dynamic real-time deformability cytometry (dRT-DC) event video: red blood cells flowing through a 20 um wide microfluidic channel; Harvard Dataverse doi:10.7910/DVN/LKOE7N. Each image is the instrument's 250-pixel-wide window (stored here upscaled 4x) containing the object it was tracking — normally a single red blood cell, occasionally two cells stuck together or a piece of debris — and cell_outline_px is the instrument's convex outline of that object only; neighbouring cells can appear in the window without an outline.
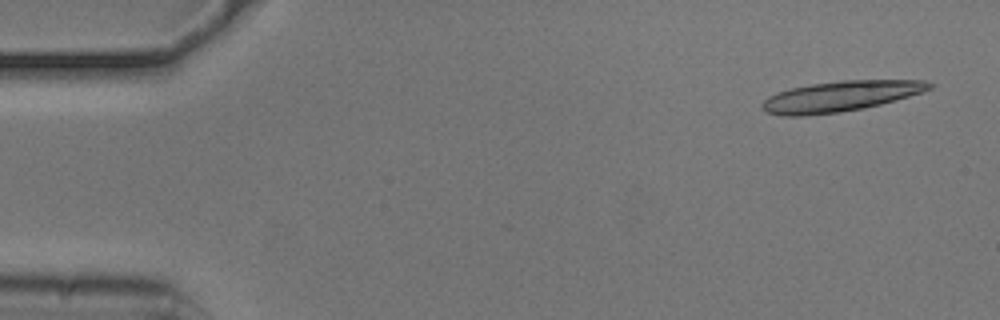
{"species": "common noctule bat (a hibernating species)", "species_latin": "Nyctalus noctula", "temperature_condition": "cold", "stored_images_in_passage": 18, "camera_frame_rate_fps": 3000, "um_per_image_px": 0.085, "animal": {"sex": "male", "body_mass_g": 20.5, "forearm_length_mm": 52.5}, "frame": {"image": 1, "passage_image": 3, "time_ms": 0.667, "image_size_px": [1000, 320], "cell_outline_px": [[936, 84], [932, 88], [924, 92], [896, 100], [864, 108], [836, 112], [800, 116], [784, 116], [768, 112], [760, 108], [760, 104], [768, 96], [776, 92], [792, 88], [812, 84], [840, 80], [924, 80]], "centroid_in_image_um": [71.46, 8.17], "position_along_channel_um": 13.5, "area_um2": 29.71}}